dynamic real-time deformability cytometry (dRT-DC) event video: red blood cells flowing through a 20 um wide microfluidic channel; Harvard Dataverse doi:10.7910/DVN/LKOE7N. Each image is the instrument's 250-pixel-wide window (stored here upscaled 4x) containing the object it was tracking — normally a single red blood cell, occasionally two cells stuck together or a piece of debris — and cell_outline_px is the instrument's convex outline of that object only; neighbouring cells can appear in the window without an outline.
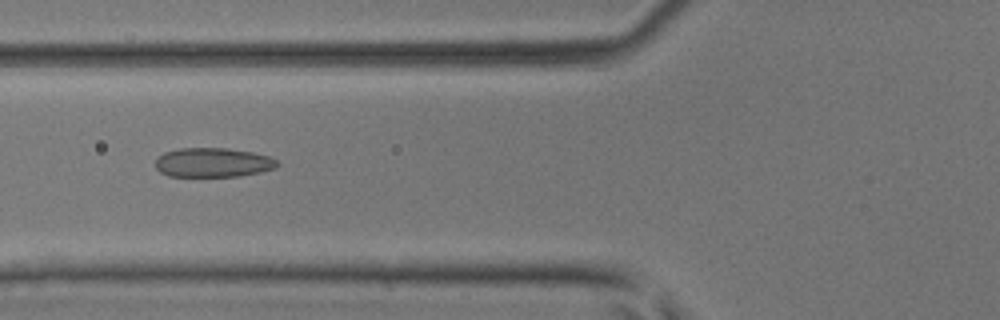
{"species": "common noctule bat (a hibernating species)", "species_latin": "Nyctalus noctula", "temperature_condition": "room temperature", "stored_images_in_passage": 42, "camera_frame_rate_fps": 3000, "um_per_image_px": 0.085, "animal": {"sex": "male", "body_mass_g": 17.9, "forearm_length_mm": 54.2}, "frame": {"image": 1, "passage_image": 19, "time_ms": 6.0, "image_size_px": [1000, 320], "cell_outline_px": [[280, 164], [276, 168], [260, 172], [240, 176], [168, 176], [160, 172], [156, 168], [156, 160], [164, 152], [180, 148], [228, 148], [252, 152], [268, 156], [276, 160]], "centroid_in_image_um": [18.11, 13.81], "position_along_channel_um": 107.7, "area_um2": 20.81}}
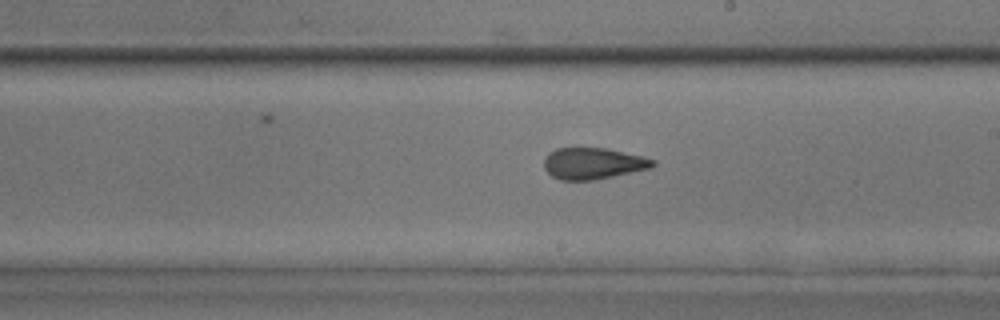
{"frame": {"image": 2, "passage_image": 28, "time_ms": 9.0, "image_size_px": [1000, 320], "cell_outline_px": [[656, 164], [652, 168], [592, 180], [560, 180], [552, 176], [544, 168], [544, 160], [548, 152], [556, 148], [604, 148], [640, 156], [656, 160]], "centroid_in_image_um": [50.39, 13.89], "position_along_channel_um": 238.6, "area_um2": 19.77}}
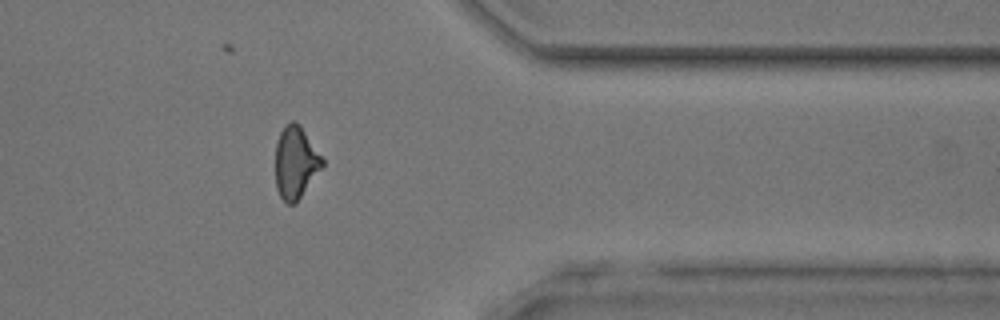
{"frame": {"image": 3, "passage_image": 39, "time_ms": 12.667, "image_size_px": [1000, 320], "cell_outline_px": [[324, 164], [296, 204], [288, 204], [280, 196], [276, 188], [276, 144], [280, 132], [284, 124], [292, 120], [296, 120], [300, 124], [324, 160]], "centroid_in_image_um": [25.12, 13.79], "position_along_channel_um": 386.3, "area_um2": 19.77}}